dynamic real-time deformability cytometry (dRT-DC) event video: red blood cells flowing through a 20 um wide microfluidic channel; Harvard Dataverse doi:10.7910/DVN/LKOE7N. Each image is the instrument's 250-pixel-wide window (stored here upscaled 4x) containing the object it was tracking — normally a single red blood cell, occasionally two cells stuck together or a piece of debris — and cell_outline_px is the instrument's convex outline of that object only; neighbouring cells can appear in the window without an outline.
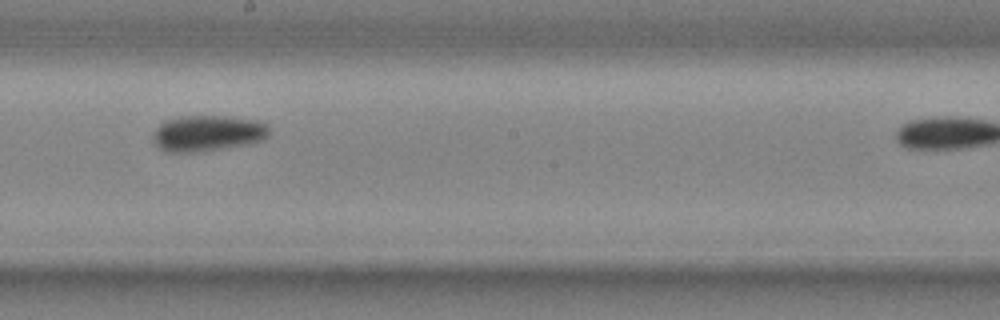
{"species": "common noctule bat (a hibernating species)", "species_latin": "Nyctalus noctula", "temperature_condition": "cold", "stored_images_in_passage": 9, "camera_frame_rate_fps": 3000, "um_per_image_px": 0.085, "animal": {"sex": "male", "body_mass_g": 20.4}, "frame": {"image": 1, "passage_image": 8, "time_ms": 2.333, "image_size_px": [1000, 320], "cell_outline_px": [[268, 136], [260, 140], [240, 144], [188, 152], [168, 152], [160, 148], [156, 144], [152, 136], [156, 128], [164, 120], [180, 116], [228, 116], [256, 120], [268, 124]], "centroid_in_image_um": [17.6, 11.28], "position_along_channel_um": 230.6, "area_um2": 23.7}}